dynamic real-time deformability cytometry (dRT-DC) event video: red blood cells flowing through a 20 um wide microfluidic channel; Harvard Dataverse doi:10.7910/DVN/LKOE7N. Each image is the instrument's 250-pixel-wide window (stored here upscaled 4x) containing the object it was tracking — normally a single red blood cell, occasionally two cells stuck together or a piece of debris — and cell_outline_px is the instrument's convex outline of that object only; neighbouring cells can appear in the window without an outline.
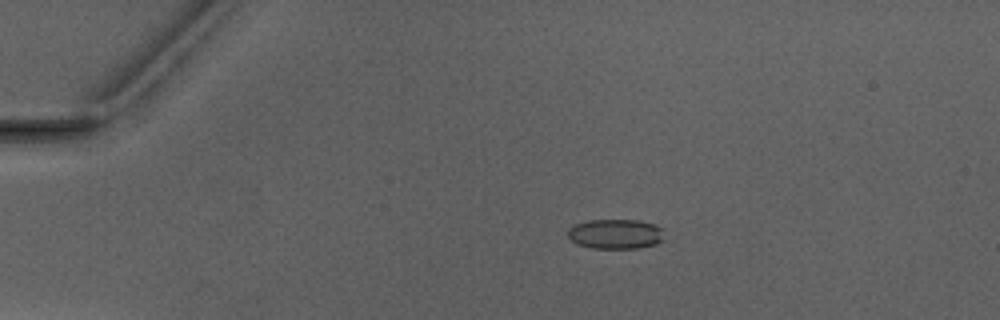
{"species": "Egyptian fruit bat (a non-hibernating species)", "species_latin": "Rousettus aegyptiacus", "temperature_condition": "warm", "stored_images_in_passage": 5, "camera_frame_rate_fps": 3000, "um_per_image_px": 0.085, "animal": {"sex": "male"}, "frame": {"image": 1, "passage_image": 2, "time_ms": 1.0, "image_size_px": [1000, 320], "cell_outline_px": [[668, 240], [656, 244], [640, 248], [592, 248], [580, 244], [572, 240], [568, 236], [568, 228], [576, 224], [588, 220], [636, 220], [656, 224], [660, 228]], "centroid_in_image_um": [52.39, 19.89], "position_along_channel_um": 32.6, "area_um2": 16.88}}
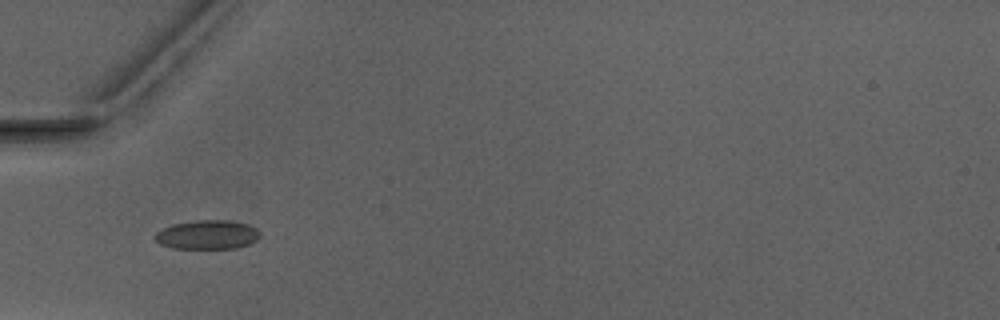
{"frame": {"image": 2, "passage_image": 4, "time_ms": 3.333, "image_size_px": [1000, 320], "cell_outline_px": [[260, 236], [256, 240], [248, 244], [236, 248], [172, 248], [160, 244], [152, 236], [156, 232], [172, 224], [200, 220], [228, 220], [248, 224], [256, 228], [260, 232]], "centroid_in_image_um": [17.62, 19.95], "position_along_channel_um": 67.4, "area_um2": 17.74}}
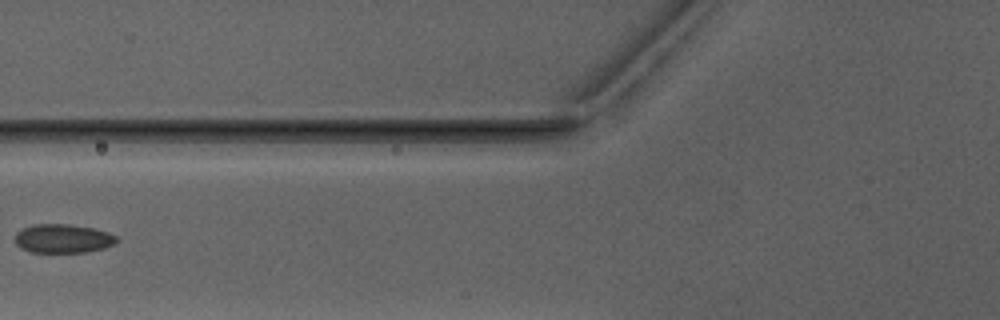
{"frame": {"image": 3, "passage_image": 5, "time_ms": 4.667, "image_size_px": [1000, 320], "cell_outline_px": [[120, 240], [116, 244], [104, 248], [84, 252], [32, 252], [20, 248], [16, 244], [16, 232], [24, 228], [36, 224], [68, 224], [92, 228], [108, 232], [116, 236]], "centroid_in_image_um": [5.38, 20.28], "position_along_channel_um": 120.4, "area_um2": 17.05}}